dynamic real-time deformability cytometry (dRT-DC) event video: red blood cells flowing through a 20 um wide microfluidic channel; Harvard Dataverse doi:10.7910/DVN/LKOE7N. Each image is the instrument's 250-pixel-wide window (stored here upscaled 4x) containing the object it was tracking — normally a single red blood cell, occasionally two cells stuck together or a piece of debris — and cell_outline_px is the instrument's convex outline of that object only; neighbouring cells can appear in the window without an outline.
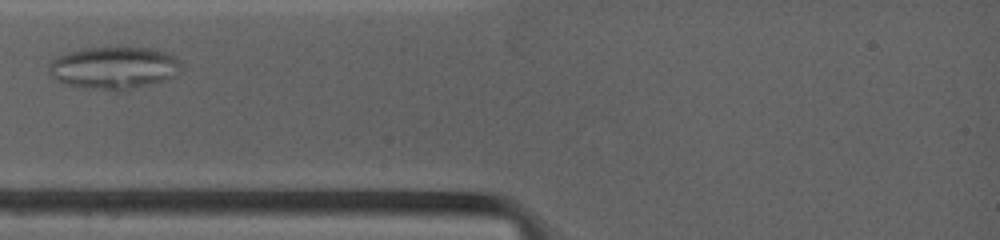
{"species": "common noctule bat (a hibernating species)", "species_latin": "Nyctalus noctula", "temperature_condition": "warm", "stored_images_in_passage": 21, "camera_frame_rate_fps": 4500, "um_per_image_px": 0.085, "animal": {"sex": "female", "body_mass_g": 19.0, "forearm_length_mm": 53.3}, "frame": {"image": 1, "passage_image": 5, "time_ms": 1.778, "image_size_px": [1000, 240], "cell_outline_px": [[180, 72], [176, 76], [164, 80], [116, 92], [84, 88], [64, 84], [56, 80], [48, 72], [48, 64], [52, 60], [68, 52], [84, 48], [152, 48], [176, 56], [180, 60]], "centroid_in_image_um": [9.67, 5.78], "position_along_channel_um": 75.3, "area_um2": 32.77}}
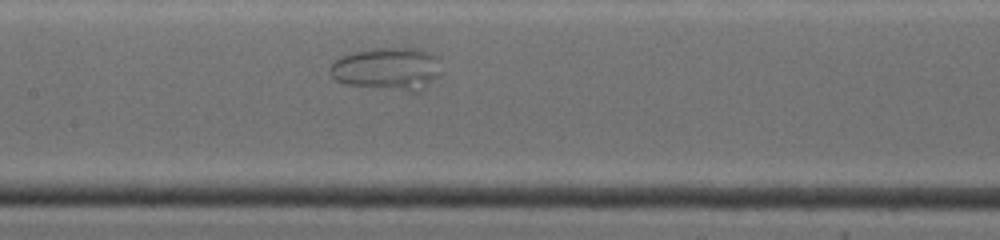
{"frame": {"image": 2, "passage_image": 11, "time_ms": 4.444, "image_size_px": [1000, 240], "cell_outline_px": [[440, 72], [416, 96], [344, 84], [336, 80], [332, 76], [328, 68], [340, 56], [352, 52], [376, 48], [420, 48], [432, 52], [436, 56]], "centroid_in_image_um": [32.93, 5.91], "position_along_channel_um": 174.5, "area_um2": 28.73}}
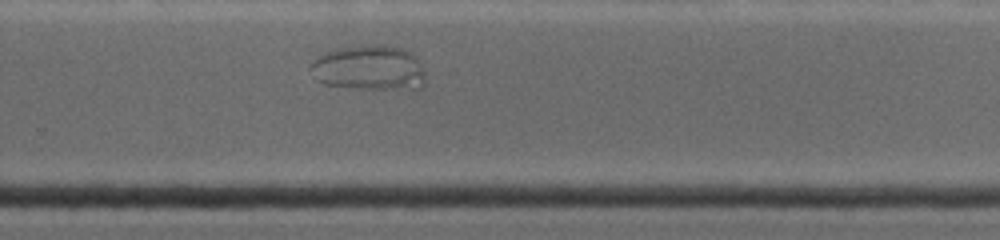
{"frame": {"image": 3, "passage_image": 18, "time_ms": 7.778, "image_size_px": [1000, 240], "cell_outline_px": [[424, 88], [420, 92], [416, 92], [360, 88], [324, 84], [316, 80], [308, 68], [308, 64], [316, 56], [328, 52], [360, 44], [376, 44], [400, 48], [416, 56], [424, 72]], "centroid_in_image_um": [31.42, 5.82], "position_along_channel_um": 298.4, "area_um2": 31.04}}